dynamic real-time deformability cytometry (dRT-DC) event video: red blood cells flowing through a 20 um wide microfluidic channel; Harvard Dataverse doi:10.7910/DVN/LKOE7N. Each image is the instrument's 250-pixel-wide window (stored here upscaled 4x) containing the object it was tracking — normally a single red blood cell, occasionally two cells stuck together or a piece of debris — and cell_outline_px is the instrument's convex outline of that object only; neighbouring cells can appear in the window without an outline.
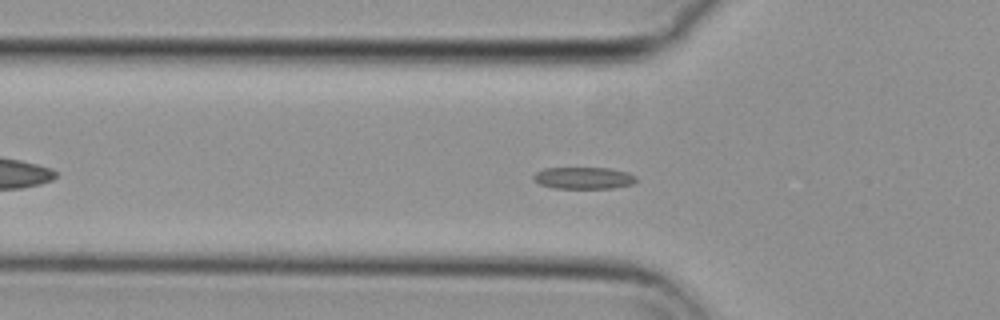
{"species": "common noctule bat (a hibernating species)", "species_latin": "Nyctalus noctula", "temperature_condition": "cold", "stored_images_in_passage": 50, "camera_frame_rate_fps": 3000, "um_per_image_px": 0.085, "animal": {"sex": "female", "body_mass_g": 29.2, "forearm_length_mm": 56.3}, "frame": {"image": 1, "passage_image": 12, "time_ms": 3.667, "image_size_px": [1000, 320], "cell_outline_px": [[636, 180], [632, 184], [612, 188], [552, 188], [540, 184], [532, 180], [532, 176], [536, 172], [544, 168], [612, 168], [628, 172], [636, 176]], "centroid_in_image_um": [49.58, 15.12], "position_along_channel_um": 76.2, "area_um2": 13.18}}
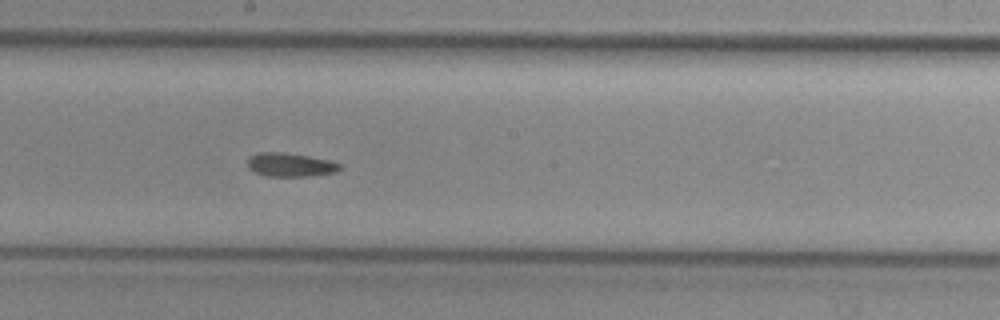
{"frame": {"image": 2, "passage_image": 24, "time_ms": 7.667, "image_size_px": [1000, 320], "cell_outline_px": [[340, 168], [336, 172], [308, 176], [264, 176], [248, 168], [248, 156], [260, 152], [284, 152], [308, 156], [328, 160], [340, 164]], "centroid_in_image_um": [24.63, 14.0], "position_along_channel_um": 223.6, "area_um2": 12.66}}
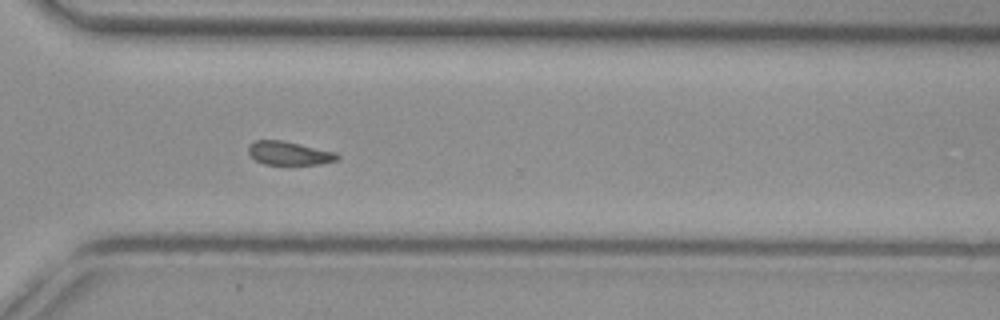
{"frame": {"image": 3, "passage_image": 34, "time_ms": 11.0, "image_size_px": [1000, 320], "cell_outline_px": [[340, 156], [336, 160], [320, 164], [264, 164], [256, 160], [248, 152], [248, 144], [252, 140], [280, 140], [336, 152]], "centroid_in_image_um": [24.54, 13.01], "position_along_channel_um": 346.1, "area_um2": 12.08}, "authors_computed_cell_mechanics": {"area_um2": 12.7738, "velocity_mm_per_s": 3.6776, "shape_relaxation_time_tau1_ms": null, "shape_relaxation_time_tau2_ms": 6.2542, "deformation_change_tau1": null, "deformation_change_tau2": 0.1334}}